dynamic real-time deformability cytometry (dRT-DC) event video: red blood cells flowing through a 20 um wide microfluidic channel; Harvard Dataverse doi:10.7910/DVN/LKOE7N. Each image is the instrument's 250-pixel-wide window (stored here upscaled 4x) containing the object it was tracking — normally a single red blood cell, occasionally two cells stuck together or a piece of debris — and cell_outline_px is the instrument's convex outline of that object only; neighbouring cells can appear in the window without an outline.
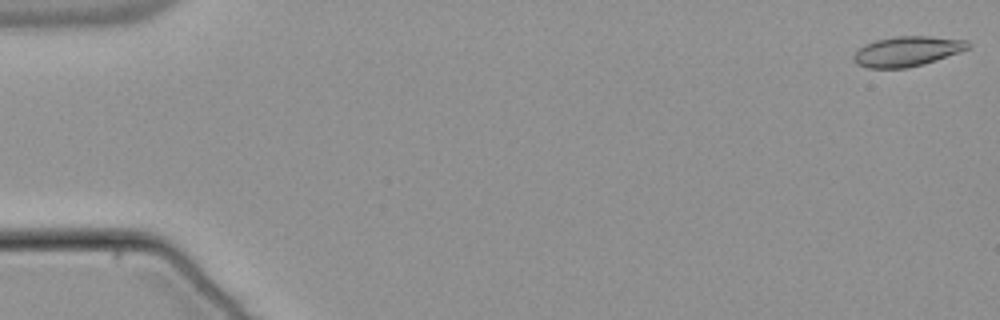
{"species": "common noctule bat (a hibernating species)", "species_latin": "Nyctalus noctula", "temperature_condition": "warm", "stored_images_in_passage": 54, "camera_frame_rate_fps": 3000, "um_per_image_px": 0.085, "animal": {"sex": "male", "body_mass_g": 21.5, "forearm_length_mm": 52.0}, "frame": {"image": 1, "passage_image": 1, "time_ms": 0.0, "image_size_px": [1000, 320], "cell_outline_px": [[972, 44], [968, 48], [960, 52], [924, 64], [904, 68], [868, 68], [856, 64], [852, 60], [852, 56], [864, 44], [876, 40], [896, 36], [928, 36], [968, 40]], "centroid_in_image_um": [77.1, 4.36], "position_along_channel_um": 7.9, "area_um2": 20.06}}
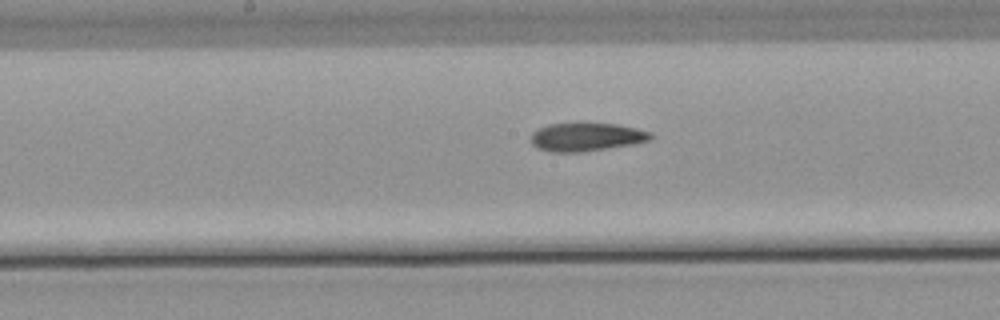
{"frame": {"image": 2, "passage_image": 28, "time_ms": 9.0, "image_size_px": [1000, 320], "cell_outline_px": [[656, 136], [652, 140], [636, 144], [584, 152], [552, 152], [540, 148], [532, 144], [532, 132], [548, 124], [616, 124], [636, 128], [652, 132]], "centroid_in_image_um": [49.94, 11.66], "position_along_channel_um": 198.3, "area_um2": 19.77}}
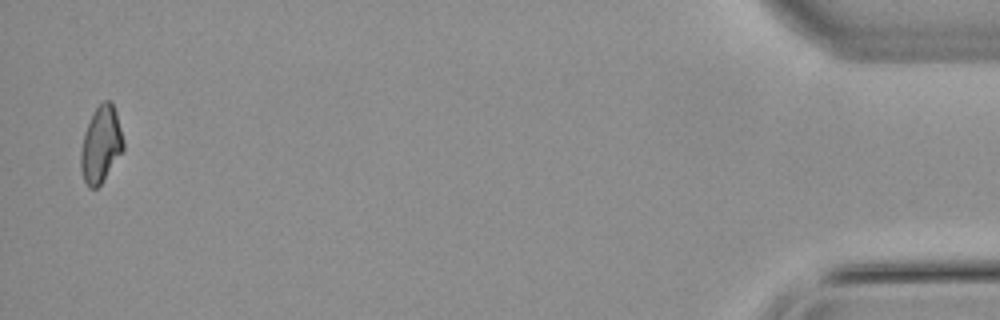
{"frame": {"image": 3, "passage_image": 53, "time_ms": 17.333, "image_size_px": [1000, 320], "cell_outline_px": [[124, 148], [100, 184], [96, 188], [88, 188], [84, 180], [80, 168], [80, 152], [84, 132], [92, 112], [104, 100], [112, 100], [116, 112], [124, 140]], "centroid_in_image_um": [8.56, 12.25], "position_along_channel_um": 426.6, "area_um2": 18.9}, "authors_computed_cell_mechanics": {"area_um2": 19.8254, "velocity_mm_per_s": 3.8126, "shape_relaxation_time_tau1_ms": null, "shape_relaxation_time_tau2_ms": 9.7215, "deformation_change_tau1": null, "deformation_change_tau2": 0.1706}}